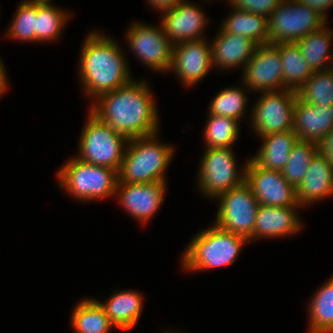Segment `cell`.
I'll use <instances>...</instances> for the list:
<instances>
[{"mask_svg": "<svg viewBox=\"0 0 333 333\" xmlns=\"http://www.w3.org/2000/svg\"><path fill=\"white\" fill-rule=\"evenodd\" d=\"M133 79L128 84L100 95L90 111L128 140L159 132V111L150 84Z\"/></svg>", "mask_w": 333, "mask_h": 333, "instance_id": "cell-1", "label": "cell"}, {"mask_svg": "<svg viewBox=\"0 0 333 333\" xmlns=\"http://www.w3.org/2000/svg\"><path fill=\"white\" fill-rule=\"evenodd\" d=\"M83 42L78 75L88 98L95 100L133 80L127 56L114 38L99 30H93L86 35Z\"/></svg>", "mask_w": 333, "mask_h": 333, "instance_id": "cell-2", "label": "cell"}, {"mask_svg": "<svg viewBox=\"0 0 333 333\" xmlns=\"http://www.w3.org/2000/svg\"><path fill=\"white\" fill-rule=\"evenodd\" d=\"M249 243L247 238L213 224L190 240L181 256V267L193 273L230 266Z\"/></svg>", "mask_w": 333, "mask_h": 333, "instance_id": "cell-3", "label": "cell"}, {"mask_svg": "<svg viewBox=\"0 0 333 333\" xmlns=\"http://www.w3.org/2000/svg\"><path fill=\"white\" fill-rule=\"evenodd\" d=\"M159 132L128 140L118 171V182H167L166 170L174 157V147L157 140Z\"/></svg>", "mask_w": 333, "mask_h": 333, "instance_id": "cell-4", "label": "cell"}, {"mask_svg": "<svg viewBox=\"0 0 333 333\" xmlns=\"http://www.w3.org/2000/svg\"><path fill=\"white\" fill-rule=\"evenodd\" d=\"M58 185L80 202H91L115 197L118 171L89 164L72 156L56 174Z\"/></svg>", "mask_w": 333, "mask_h": 333, "instance_id": "cell-5", "label": "cell"}, {"mask_svg": "<svg viewBox=\"0 0 333 333\" xmlns=\"http://www.w3.org/2000/svg\"><path fill=\"white\" fill-rule=\"evenodd\" d=\"M79 139V160L119 171L128 139L115 132L90 110Z\"/></svg>", "mask_w": 333, "mask_h": 333, "instance_id": "cell-6", "label": "cell"}, {"mask_svg": "<svg viewBox=\"0 0 333 333\" xmlns=\"http://www.w3.org/2000/svg\"><path fill=\"white\" fill-rule=\"evenodd\" d=\"M233 150V148H204L196 179L197 187L205 198L216 199L245 182L248 159L241 168H238Z\"/></svg>", "mask_w": 333, "mask_h": 333, "instance_id": "cell-7", "label": "cell"}, {"mask_svg": "<svg viewBox=\"0 0 333 333\" xmlns=\"http://www.w3.org/2000/svg\"><path fill=\"white\" fill-rule=\"evenodd\" d=\"M327 21L297 0H283L268 18L269 43L297 42L322 28Z\"/></svg>", "mask_w": 333, "mask_h": 333, "instance_id": "cell-8", "label": "cell"}, {"mask_svg": "<svg viewBox=\"0 0 333 333\" xmlns=\"http://www.w3.org/2000/svg\"><path fill=\"white\" fill-rule=\"evenodd\" d=\"M216 200L219 206L214 224L252 242L255 218L260 204L250 186L244 182L221 194Z\"/></svg>", "mask_w": 333, "mask_h": 333, "instance_id": "cell-9", "label": "cell"}, {"mask_svg": "<svg viewBox=\"0 0 333 333\" xmlns=\"http://www.w3.org/2000/svg\"><path fill=\"white\" fill-rule=\"evenodd\" d=\"M296 99L297 93L291 89L260 93L248 114L257 137L293 130Z\"/></svg>", "mask_w": 333, "mask_h": 333, "instance_id": "cell-10", "label": "cell"}, {"mask_svg": "<svg viewBox=\"0 0 333 333\" xmlns=\"http://www.w3.org/2000/svg\"><path fill=\"white\" fill-rule=\"evenodd\" d=\"M159 25L134 22L126 29V41L132 51L145 66L160 73L169 72L172 61L173 44Z\"/></svg>", "mask_w": 333, "mask_h": 333, "instance_id": "cell-11", "label": "cell"}, {"mask_svg": "<svg viewBox=\"0 0 333 333\" xmlns=\"http://www.w3.org/2000/svg\"><path fill=\"white\" fill-rule=\"evenodd\" d=\"M242 86L250 91L263 93L287 89L283 81L280 43L257 46L252 58L242 69Z\"/></svg>", "mask_w": 333, "mask_h": 333, "instance_id": "cell-12", "label": "cell"}, {"mask_svg": "<svg viewBox=\"0 0 333 333\" xmlns=\"http://www.w3.org/2000/svg\"><path fill=\"white\" fill-rule=\"evenodd\" d=\"M249 158L245 182L259 204L272 207L300 205L296 188L285 179L281 171L263 168Z\"/></svg>", "mask_w": 333, "mask_h": 333, "instance_id": "cell-13", "label": "cell"}, {"mask_svg": "<svg viewBox=\"0 0 333 333\" xmlns=\"http://www.w3.org/2000/svg\"><path fill=\"white\" fill-rule=\"evenodd\" d=\"M207 41L203 38L173 45L169 71L187 88L198 84L213 68L211 43Z\"/></svg>", "mask_w": 333, "mask_h": 333, "instance_id": "cell-14", "label": "cell"}, {"mask_svg": "<svg viewBox=\"0 0 333 333\" xmlns=\"http://www.w3.org/2000/svg\"><path fill=\"white\" fill-rule=\"evenodd\" d=\"M167 182L122 183L118 182L115 198L134 220L145 226L165 201Z\"/></svg>", "mask_w": 333, "mask_h": 333, "instance_id": "cell-15", "label": "cell"}, {"mask_svg": "<svg viewBox=\"0 0 333 333\" xmlns=\"http://www.w3.org/2000/svg\"><path fill=\"white\" fill-rule=\"evenodd\" d=\"M198 4L182 0L174 8L161 13L159 22L173 45L206 38L204 32L208 18Z\"/></svg>", "mask_w": 333, "mask_h": 333, "instance_id": "cell-16", "label": "cell"}, {"mask_svg": "<svg viewBox=\"0 0 333 333\" xmlns=\"http://www.w3.org/2000/svg\"><path fill=\"white\" fill-rule=\"evenodd\" d=\"M301 206L272 207L259 206L253 229V241L256 239H277L294 235L303 228V222L298 215Z\"/></svg>", "mask_w": 333, "mask_h": 333, "instance_id": "cell-17", "label": "cell"}, {"mask_svg": "<svg viewBox=\"0 0 333 333\" xmlns=\"http://www.w3.org/2000/svg\"><path fill=\"white\" fill-rule=\"evenodd\" d=\"M296 194L302 208L333 196V165L320 151L312 158Z\"/></svg>", "mask_w": 333, "mask_h": 333, "instance_id": "cell-18", "label": "cell"}, {"mask_svg": "<svg viewBox=\"0 0 333 333\" xmlns=\"http://www.w3.org/2000/svg\"><path fill=\"white\" fill-rule=\"evenodd\" d=\"M219 29V34H216L213 42L210 41L213 68L227 71L244 68L258 45L247 37L229 34Z\"/></svg>", "mask_w": 333, "mask_h": 333, "instance_id": "cell-19", "label": "cell"}, {"mask_svg": "<svg viewBox=\"0 0 333 333\" xmlns=\"http://www.w3.org/2000/svg\"><path fill=\"white\" fill-rule=\"evenodd\" d=\"M293 129L299 140L319 144L333 130V106L325 108L308 104L297 97Z\"/></svg>", "mask_w": 333, "mask_h": 333, "instance_id": "cell-20", "label": "cell"}, {"mask_svg": "<svg viewBox=\"0 0 333 333\" xmlns=\"http://www.w3.org/2000/svg\"><path fill=\"white\" fill-rule=\"evenodd\" d=\"M144 296L135 290L116 289L104 302L96 299L104 308L115 328L131 330L139 321L144 306Z\"/></svg>", "mask_w": 333, "mask_h": 333, "instance_id": "cell-21", "label": "cell"}, {"mask_svg": "<svg viewBox=\"0 0 333 333\" xmlns=\"http://www.w3.org/2000/svg\"><path fill=\"white\" fill-rule=\"evenodd\" d=\"M261 147L258 153L251 158L261 167L282 171L287 164L290 151L298 142L299 138L296 132L288 130L279 133H273L259 137Z\"/></svg>", "mask_w": 333, "mask_h": 333, "instance_id": "cell-22", "label": "cell"}, {"mask_svg": "<svg viewBox=\"0 0 333 333\" xmlns=\"http://www.w3.org/2000/svg\"><path fill=\"white\" fill-rule=\"evenodd\" d=\"M332 40L333 32L325 24L322 28L309 33L296 42L301 54L313 71L333 67Z\"/></svg>", "mask_w": 333, "mask_h": 333, "instance_id": "cell-23", "label": "cell"}, {"mask_svg": "<svg viewBox=\"0 0 333 333\" xmlns=\"http://www.w3.org/2000/svg\"><path fill=\"white\" fill-rule=\"evenodd\" d=\"M72 310L70 321L75 333H109L115 328L95 298L81 299Z\"/></svg>", "mask_w": 333, "mask_h": 333, "instance_id": "cell-24", "label": "cell"}, {"mask_svg": "<svg viewBox=\"0 0 333 333\" xmlns=\"http://www.w3.org/2000/svg\"><path fill=\"white\" fill-rule=\"evenodd\" d=\"M230 8L231 14L222 20L219 28L229 34L247 37L257 45L269 43L268 19L265 16Z\"/></svg>", "mask_w": 333, "mask_h": 333, "instance_id": "cell-25", "label": "cell"}, {"mask_svg": "<svg viewBox=\"0 0 333 333\" xmlns=\"http://www.w3.org/2000/svg\"><path fill=\"white\" fill-rule=\"evenodd\" d=\"M307 333H333V275L309 301Z\"/></svg>", "mask_w": 333, "mask_h": 333, "instance_id": "cell-26", "label": "cell"}, {"mask_svg": "<svg viewBox=\"0 0 333 333\" xmlns=\"http://www.w3.org/2000/svg\"><path fill=\"white\" fill-rule=\"evenodd\" d=\"M283 81L287 89L297 91L313 74L296 42L280 43Z\"/></svg>", "mask_w": 333, "mask_h": 333, "instance_id": "cell-27", "label": "cell"}, {"mask_svg": "<svg viewBox=\"0 0 333 333\" xmlns=\"http://www.w3.org/2000/svg\"><path fill=\"white\" fill-rule=\"evenodd\" d=\"M52 2H37L36 42H54L61 37L70 16Z\"/></svg>", "mask_w": 333, "mask_h": 333, "instance_id": "cell-28", "label": "cell"}, {"mask_svg": "<svg viewBox=\"0 0 333 333\" xmlns=\"http://www.w3.org/2000/svg\"><path fill=\"white\" fill-rule=\"evenodd\" d=\"M296 93L305 103L325 108L333 106V67L314 71Z\"/></svg>", "mask_w": 333, "mask_h": 333, "instance_id": "cell-29", "label": "cell"}, {"mask_svg": "<svg viewBox=\"0 0 333 333\" xmlns=\"http://www.w3.org/2000/svg\"><path fill=\"white\" fill-rule=\"evenodd\" d=\"M242 86H231L220 91L211 100L208 113L213 115L234 118L239 122L245 118L247 113L248 97L246 93L250 90ZM247 89V90H246ZM248 91V92H246Z\"/></svg>", "mask_w": 333, "mask_h": 333, "instance_id": "cell-30", "label": "cell"}, {"mask_svg": "<svg viewBox=\"0 0 333 333\" xmlns=\"http://www.w3.org/2000/svg\"><path fill=\"white\" fill-rule=\"evenodd\" d=\"M207 122L203 133L205 148H234L240 132V122L208 113Z\"/></svg>", "mask_w": 333, "mask_h": 333, "instance_id": "cell-31", "label": "cell"}, {"mask_svg": "<svg viewBox=\"0 0 333 333\" xmlns=\"http://www.w3.org/2000/svg\"><path fill=\"white\" fill-rule=\"evenodd\" d=\"M319 151V144L298 140L289 154L287 164L281 171L285 179L295 188L303 181L312 158Z\"/></svg>", "mask_w": 333, "mask_h": 333, "instance_id": "cell-32", "label": "cell"}, {"mask_svg": "<svg viewBox=\"0 0 333 333\" xmlns=\"http://www.w3.org/2000/svg\"><path fill=\"white\" fill-rule=\"evenodd\" d=\"M5 37L19 42H36L37 2L23 0L18 4Z\"/></svg>", "mask_w": 333, "mask_h": 333, "instance_id": "cell-33", "label": "cell"}, {"mask_svg": "<svg viewBox=\"0 0 333 333\" xmlns=\"http://www.w3.org/2000/svg\"><path fill=\"white\" fill-rule=\"evenodd\" d=\"M229 7L265 16L267 19L283 0H226Z\"/></svg>", "mask_w": 333, "mask_h": 333, "instance_id": "cell-34", "label": "cell"}, {"mask_svg": "<svg viewBox=\"0 0 333 333\" xmlns=\"http://www.w3.org/2000/svg\"><path fill=\"white\" fill-rule=\"evenodd\" d=\"M299 3L306 7H310L313 11H316L326 21L328 20L327 12L330 7L333 6V0H297Z\"/></svg>", "mask_w": 333, "mask_h": 333, "instance_id": "cell-35", "label": "cell"}, {"mask_svg": "<svg viewBox=\"0 0 333 333\" xmlns=\"http://www.w3.org/2000/svg\"><path fill=\"white\" fill-rule=\"evenodd\" d=\"M319 151L323 153L333 165V130L319 143Z\"/></svg>", "mask_w": 333, "mask_h": 333, "instance_id": "cell-36", "label": "cell"}, {"mask_svg": "<svg viewBox=\"0 0 333 333\" xmlns=\"http://www.w3.org/2000/svg\"><path fill=\"white\" fill-rule=\"evenodd\" d=\"M181 1L182 0H147V3L161 14L165 10L174 8Z\"/></svg>", "mask_w": 333, "mask_h": 333, "instance_id": "cell-37", "label": "cell"}, {"mask_svg": "<svg viewBox=\"0 0 333 333\" xmlns=\"http://www.w3.org/2000/svg\"><path fill=\"white\" fill-rule=\"evenodd\" d=\"M8 78L5 65L0 57V98L6 93L8 88Z\"/></svg>", "mask_w": 333, "mask_h": 333, "instance_id": "cell-38", "label": "cell"}, {"mask_svg": "<svg viewBox=\"0 0 333 333\" xmlns=\"http://www.w3.org/2000/svg\"><path fill=\"white\" fill-rule=\"evenodd\" d=\"M30 2H53L52 0H26Z\"/></svg>", "mask_w": 333, "mask_h": 333, "instance_id": "cell-39", "label": "cell"}, {"mask_svg": "<svg viewBox=\"0 0 333 333\" xmlns=\"http://www.w3.org/2000/svg\"><path fill=\"white\" fill-rule=\"evenodd\" d=\"M165 333H180V332H179V331H178V332H177V331L175 332V331H173V330H172V332H171V331L168 330L167 332L165 331Z\"/></svg>", "mask_w": 333, "mask_h": 333, "instance_id": "cell-40", "label": "cell"}]
</instances>
